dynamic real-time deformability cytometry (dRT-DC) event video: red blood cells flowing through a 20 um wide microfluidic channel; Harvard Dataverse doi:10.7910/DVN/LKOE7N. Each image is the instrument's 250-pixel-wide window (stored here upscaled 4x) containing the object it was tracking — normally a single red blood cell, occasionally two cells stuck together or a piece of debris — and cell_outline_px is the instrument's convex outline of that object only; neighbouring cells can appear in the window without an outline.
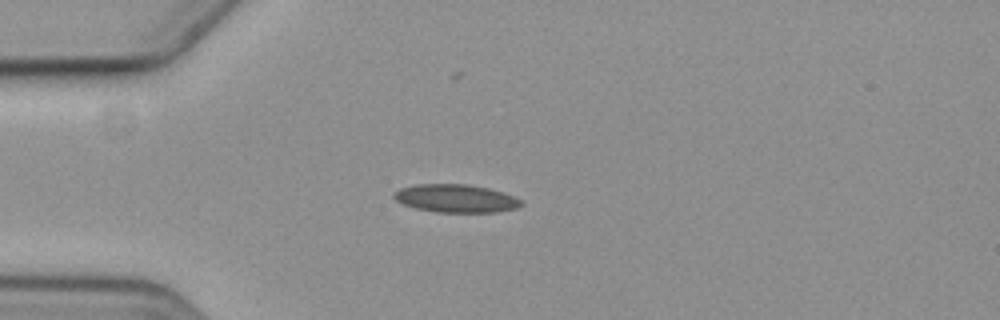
{"species": "common noctule bat (a hibernating species)", "species_latin": "Nyctalus noctula", "temperature_condition": "cold", "stored_images_in_passage": 1, "camera_frame_rate_fps": 3000, "um_per_image_px": 0.085, "animal": {"sex": "female", "body_mass_g": 19.3, "forearm_length_mm": 54.1}, "frame": {"image": 1, "passage_image": 1, "time_ms": 0.0, "image_size_px": [1000, 320], "cell_outline_px": [[524, 204], [516, 208], [496, 212], [436, 212], [416, 208], [404, 204], [396, 200], [392, 196], [392, 192], [400, 188], [416, 184], [468, 184], [488, 188], [512, 196], [520, 200]], "centroid_in_image_um": [38.7, 16.86], "position_along_channel_um": 46.3, "area_um2": 20.69}}